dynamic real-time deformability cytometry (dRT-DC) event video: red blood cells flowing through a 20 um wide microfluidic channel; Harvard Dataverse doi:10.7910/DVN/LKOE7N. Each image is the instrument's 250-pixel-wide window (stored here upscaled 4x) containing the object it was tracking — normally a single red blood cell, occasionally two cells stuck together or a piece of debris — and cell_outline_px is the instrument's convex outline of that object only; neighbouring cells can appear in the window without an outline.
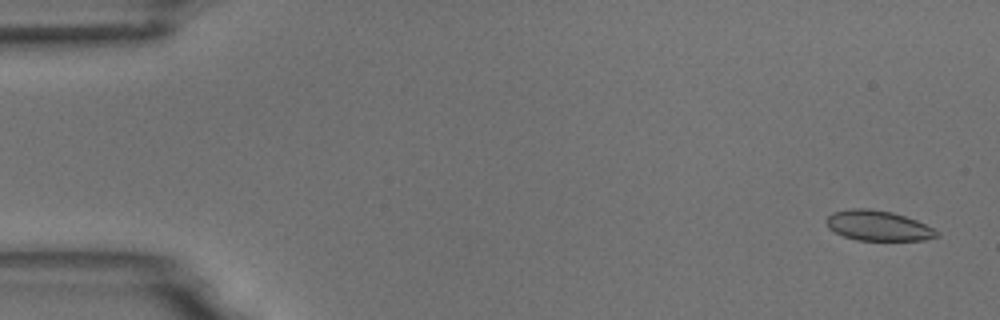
{"species": "common noctule bat (a hibernating species)", "species_latin": "Nyctalus noctula", "temperature_condition": "room temperature", "stored_images_in_passage": 5, "camera_frame_rate_fps": 3000, "um_per_image_px": 0.085, "animal": {"sex": "male", "body_mass_g": 18.8}, "frame": {"image": 1, "passage_image": 1, "time_ms": 0.0, "image_size_px": [1000, 320], "cell_outline_px": [[940, 236], [924, 240], [856, 240], [844, 236], [828, 228], [824, 220], [832, 212], [848, 208], [868, 208], [892, 212], [916, 220], [940, 232]], "centroid_in_image_um": [74.61, 19.17], "position_along_channel_um": 10.4, "area_um2": 19.48}}
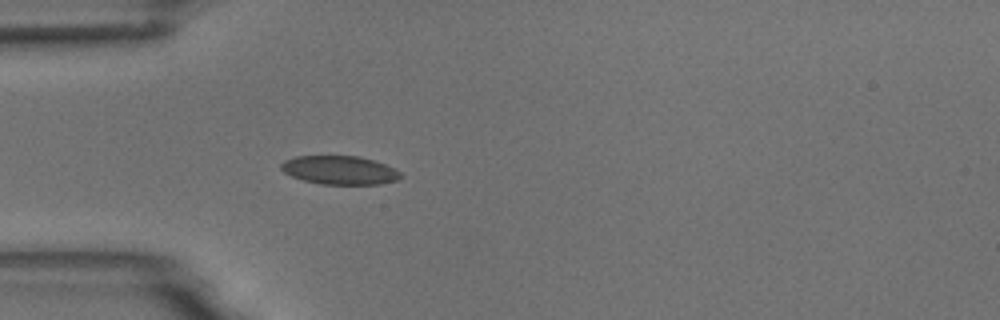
{"frame": {"image": 2, "passage_image": 5, "time_ms": 4.667, "image_size_px": [1000, 320], "cell_outline_px": [[404, 176], [396, 180], [380, 184], [320, 184], [304, 180], [292, 176], [284, 172], [280, 168], [280, 164], [284, 160], [296, 156], [360, 156], [384, 164], [400, 172]], "centroid_in_image_um": [28.85, 14.46], "position_along_channel_um": 56.1, "area_um2": 19.83}}